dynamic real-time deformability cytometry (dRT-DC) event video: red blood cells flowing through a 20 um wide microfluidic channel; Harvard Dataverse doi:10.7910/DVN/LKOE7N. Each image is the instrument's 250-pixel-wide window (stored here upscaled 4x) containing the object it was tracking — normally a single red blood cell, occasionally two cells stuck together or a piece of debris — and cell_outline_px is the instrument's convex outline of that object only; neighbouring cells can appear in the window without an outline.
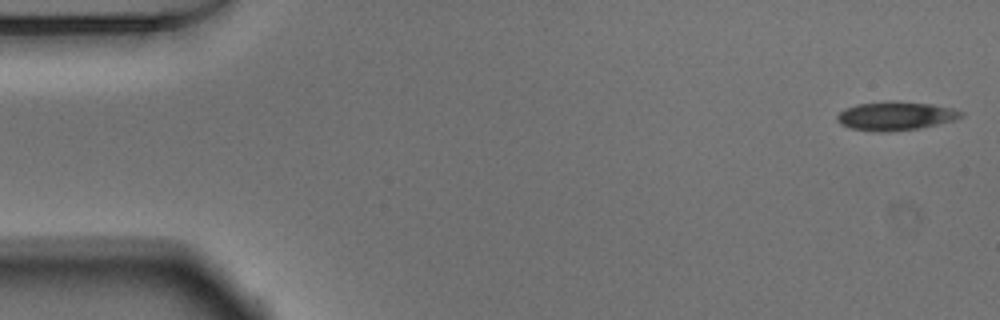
{"species": "Egyptian fruit bat (a non-hibernating species)", "species_latin": "Rousettus aegyptiacus", "temperature_condition": "warm", "stored_images_in_passage": 51, "camera_frame_rate_fps": 3000, "um_per_image_px": 0.085, "animal": {"sex": "male"}, "frame": {"image": 1, "passage_image": 1, "time_ms": 0.0, "image_size_px": [1000, 320], "cell_outline_px": [[964, 116], [952, 120], [920, 128], [888, 132], [880, 132], [852, 128], [840, 124], [836, 120], [836, 116], [844, 108], [856, 104], [888, 100], [896, 100], [932, 104], [952, 108], [964, 112]], "centroid_in_image_um": [76.1, 9.83], "position_along_channel_um": 8.9, "area_um2": 20.92}}
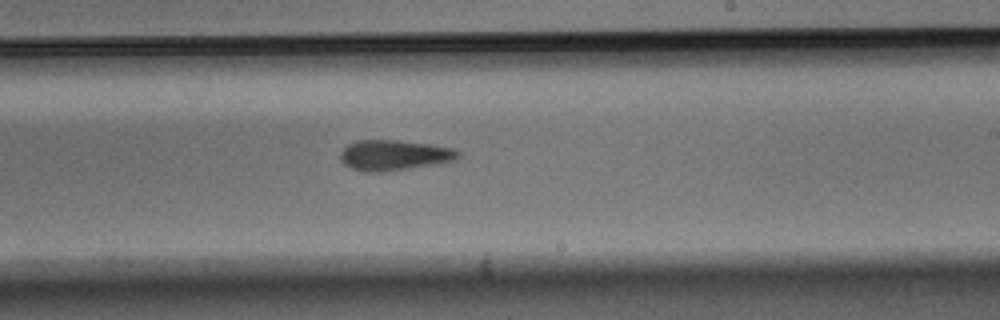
{"frame": {"image": 2, "passage_image": 30, "time_ms": 9.667, "image_size_px": [1000, 320], "cell_outline_px": [[460, 156], [452, 160], [432, 164], [408, 168], [380, 172], [364, 172], [352, 168], [344, 164], [340, 160], [340, 152], [348, 144], [356, 140], [396, 140], [428, 144], [452, 148], [460, 152]], "centroid_in_image_um": [33.43, 13.18], "position_along_channel_um": 255.6, "area_um2": 20.58}}
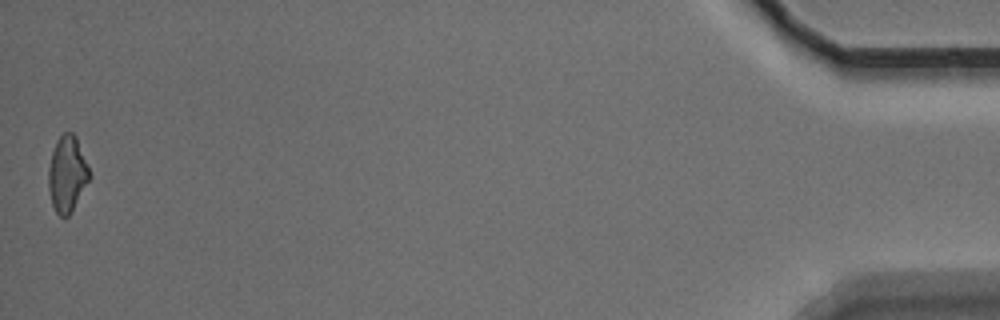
{"frame": {"image": 3, "passage_image": 51, "time_ms": 16.667, "image_size_px": [1000, 320], "cell_outline_px": [[92, 176], [68, 216], [64, 220], [56, 212], [52, 204], [48, 188], [48, 168], [52, 152], [56, 140], [64, 132], [72, 132], [76, 136]], "centroid_in_image_um": [5.7, 14.79], "position_along_channel_um": 429.5, "area_um2": 18.21}, "authors_computed_cell_mechanics": {"area_um2": 20.1722, "velocity_mm_per_s": 3.8638, "shape_relaxation_time_tau1_ms": 5.1909, "shape_relaxation_time_tau2_ms": null, "deformation_change_tau1": 0.1628, "deformation_change_tau2": null}}